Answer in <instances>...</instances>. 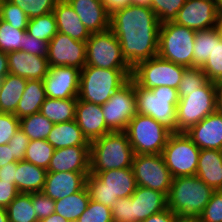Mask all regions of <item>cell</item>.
Listing matches in <instances>:
<instances>
[{
    "mask_svg": "<svg viewBox=\"0 0 222 222\" xmlns=\"http://www.w3.org/2000/svg\"><path fill=\"white\" fill-rule=\"evenodd\" d=\"M6 210L9 222H39L32 206L31 193H19Z\"/></svg>",
    "mask_w": 222,
    "mask_h": 222,
    "instance_id": "cell-33",
    "label": "cell"
},
{
    "mask_svg": "<svg viewBox=\"0 0 222 222\" xmlns=\"http://www.w3.org/2000/svg\"><path fill=\"white\" fill-rule=\"evenodd\" d=\"M46 99L43 80H27L23 95L18 102L14 115L22 117L40 112L41 105Z\"/></svg>",
    "mask_w": 222,
    "mask_h": 222,
    "instance_id": "cell-30",
    "label": "cell"
},
{
    "mask_svg": "<svg viewBox=\"0 0 222 222\" xmlns=\"http://www.w3.org/2000/svg\"><path fill=\"white\" fill-rule=\"evenodd\" d=\"M216 111L222 114V82L216 83Z\"/></svg>",
    "mask_w": 222,
    "mask_h": 222,
    "instance_id": "cell-57",
    "label": "cell"
},
{
    "mask_svg": "<svg viewBox=\"0 0 222 222\" xmlns=\"http://www.w3.org/2000/svg\"><path fill=\"white\" fill-rule=\"evenodd\" d=\"M218 28H219L220 33H221V35H222V16L219 17Z\"/></svg>",
    "mask_w": 222,
    "mask_h": 222,
    "instance_id": "cell-63",
    "label": "cell"
},
{
    "mask_svg": "<svg viewBox=\"0 0 222 222\" xmlns=\"http://www.w3.org/2000/svg\"><path fill=\"white\" fill-rule=\"evenodd\" d=\"M48 48H49V42H45L41 39L34 38L27 32L24 34L23 49L21 51H25L32 55H37L47 58Z\"/></svg>",
    "mask_w": 222,
    "mask_h": 222,
    "instance_id": "cell-49",
    "label": "cell"
},
{
    "mask_svg": "<svg viewBox=\"0 0 222 222\" xmlns=\"http://www.w3.org/2000/svg\"><path fill=\"white\" fill-rule=\"evenodd\" d=\"M20 129L31 140H40L48 137L54 123L49 121L40 112L19 119Z\"/></svg>",
    "mask_w": 222,
    "mask_h": 222,
    "instance_id": "cell-34",
    "label": "cell"
},
{
    "mask_svg": "<svg viewBox=\"0 0 222 222\" xmlns=\"http://www.w3.org/2000/svg\"><path fill=\"white\" fill-rule=\"evenodd\" d=\"M77 99H54L46 97L41 105L40 113L54 124L75 120Z\"/></svg>",
    "mask_w": 222,
    "mask_h": 222,
    "instance_id": "cell-31",
    "label": "cell"
},
{
    "mask_svg": "<svg viewBox=\"0 0 222 222\" xmlns=\"http://www.w3.org/2000/svg\"><path fill=\"white\" fill-rule=\"evenodd\" d=\"M186 0H151V9L160 23L174 21Z\"/></svg>",
    "mask_w": 222,
    "mask_h": 222,
    "instance_id": "cell-43",
    "label": "cell"
},
{
    "mask_svg": "<svg viewBox=\"0 0 222 222\" xmlns=\"http://www.w3.org/2000/svg\"><path fill=\"white\" fill-rule=\"evenodd\" d=\"M208 81L201 67H187L177 89L179 99L187 96V92L203 87Z\"/></svg>",
    "mask_w": 222,
    "mask_h": 222,
    "instance_id": "cell-40",
    "label": "cell"
},
{
    "mask_svg": "<svg viewBox=\"0 0 222 222\" xmlns=\"http://www.w3.org/2000/svg\"><path fill=\"white\" fill-rule=\"evenodd\" d=\"M178 218L179 217L175 213L167 208L162 212L149 216L141 222H177Z\"/></svg>",
    "mask_w": 222,
    "mask_h": 222,
    "instance_id": "cell-53",
    "label": "cell"
},
{
    "mask_svg": "<svg viewBox=\"0 0 222 222\" xmlns=\"http://www.w3.org/2000/svg\"><path fill=\"white\" fill-rule=\"evenodd\" d=\"M134 152L125 131L110 132L90 142V174L132 168Z\"/></svg>",
    "mask_w": 222,
    "mask_h": 222,
    "instance_id": "cell-3",
    "label": "cell"
},
{
    "mask_svg": "<svg viewBox=\"0 0 222 222\" xmlns=\"http://www.w3.org/2000/svg\"><path fill=\"white\" fill-rule=\"evenodd\" d=\"M214 49V28L196 31L193 67H202Z\"/></svg>",
    "mask_w": 222,
    "mask_h": 222,
    "instance_id": "cell-38",
    "label": "cell"
},
{
    "mask_svg": "<svg viewBox=\"0 0 222 222\" xmlns=\"http://www.w3.org/2000/svg\"><path fill=\"white\" fill-rule=\"evenodd\" d=\"M30 139L19 128L10 139L8 145L12 148L13 157L17 161H23L26 153V149L29 145Z\"/></svg>",
    "mask_w": 222,
    "mask_h": 222,
    "instance_id": "cell-50",
    "label": "cell"
},
{
    "mask_svg": "<svg viewBox=\"0 0 222 222\" xmlns=\"http://www.w3.org/2000/svg\"><path fill=\"white\" fill-rule=\"evenodd\" d=\"M216 111V83L208 81L203 87L179 99L176 110L178 133H185L206 116Z\"/></svg>",
    "mask_w": 222,
    "mask_h": 222,
    "instance_id": "cell-9",
    "label": "cell"
},
{
    "mask_svg": "<svg viewBox=\"0 0 222 222\" xmlns=\"http://www.w3.org/2000/svg\"><path fill=\"white\" fill-rule=\"evenodd\" d=\"M75 121L89 142L112 132L105 123L101 105L91 102L77 99Z\"/></svg>",
    "mask_w": 222,
    "mask_h": 222,
    "instance_id": "cell-18",
    "label": "cell"
},
{
    "mask_svg": "<svg viewBox=\"0 0 222 222\" xmlns=\"http://www.w3.org/2000/svg\"><path fill=\"white\" fill-rule=\"evenodd\" d=\"M132 170L137 186L169 193L173 177L162 154L134 155Z\"/></svg>",
    "mask_w": 222,
    "mask_h": 222,
    "instance_id": "cell-14",
    "label": "cell"
},
{
    "mask_svg": "<svg viewBox=\"0 0 222 222\" xmlns=\"http://www.w3.org/2000/svg\"><path fill=\"white\" fill-rule=\"evenodd\" d=\"M137 113L158 121L172 133H178L176 110L179 102L178 91L167 86L145 89L135 83Z\"/></svg>",
    "mask_w": 222,
    "mask_h": 222,
    "instance_id": "cell-5",
    "label": "cell"
},
{
    "mask_svg": "<svg viewBox=\"0 0 222 222\" xmlns=\"http://www.w3.org/2000/svg\"><path fill=\"white\" fill-rule=\"evenodd\" d=\"M131 197L133 200L134 222L144 221L149 216L167 209V196L157 190L137 186Z\"/></svg>",
    "mask_w": 222,
    "mask_h": 222,
    "instance_id": "cell-24",
    "label": "cell"
},
{
    "mask_svg": "<svg viewBox=\"0 0 222 222\" xmlns=\"http://www.w3.org/2000/svg\"><path fill=\"white\" fill-rule=\"evenodd\" d=\"M86 53V42L57 32L49 41L48 65L49 67H74L81 70L86 65Z\"/></svg>",
    "mask_w": 222,
    "mask_h": 222,
    "instance_id": "cell-15",
    "label": "cell"
},
{
    "mask_svg": "<svg viewBox=\"0 0 222 222\" xmlns=\"http://www.w3.org/2000/svg\"><path fill=\"white\" fill-rule=\"evenodd\" d=\"M26 31L34 38L49 42L58 32L54 13L29 19Z\"/></svg>",
    "mask_w": 222,
    "mask_h": 222,
    "instance_id": "cell-36",
    "label": "cell"
},
{
    "mask_svg": "<svg viewBox=\"0 0 222 222\" xmlns=\"http://www.w3.org/2000/svg\"><path fill=\"white\" fill-rule=\"evenodd\" d=\"M53 13L58 32L82 42H86L91 36V33L67 1H57Z\"/></svg>",
    "mask_w": 222,
    "mask_h": 222,
    "instance_id": "cell-25",
    "label": "cell"
},
{
    "mask_svg": "<svg viewBox=\"0 0 222 222\" xmlns=\"http://www.w3.org/2000/svg\"><path fill=\"white\" fill-rule=\"evenodd\" d=\"M132 75V69H103L84 66L80 73L77 98L97 105L106 103Z\"/></svg>",
    "mask_w": 222,
    "mask_h": 222,
    "instance_id": "cell-4",
    "label": "cell"
},
{
    "mask_svg": "<svg viewBox=\"0 0 222 222\" xmlns=\"http://www.w3.org/2000/svg\"><path fill=\"white\" fill-rule=\"evenodd\" d=\"M215 5L219 17L222 16V0H215Z\"/></svg>",
    "mask_w": 222,
    "mask_h": 222,
    "instance_id": "cell-61",
    "label": "cell"
},
{
    "mask_svg": "<svg viewBox=\"0 0 222 222\" xmlns=\"http://www.w3.org/2000/svg\"><path fill=\"white\" fill-rule=\"evenodd\" d=\"M196 31L173 21L160 24L158 56L185 67H193Z\"/></svg>",
    "mask_w": 222,
    "mask_h": 222,
    "instance_id": "cell-7",
    "label": "cell"
},
{
    "mask_svg": "<svg viewBox=\"0 0 222 222\" xmlns=\"http://www.w3.org/2000/svg\"><path fill=\"white\" fill-rule=\"evenodd\" d=\"M9 73L27 80H43L49 70L45 57L29 54L25 51L7 53Z\"/></svg>",
    "mask_w": 222,
    "mask_h": 222,
    "instance_id": "cell-22",
    "label": "cell"
},
{
    "mask_svg": "<svg viewBox=\"0 0 222 222\" xmlns=\"http://www.w3.org/2000/svg\"><path fill=\"white\" fill-rule=\"evenodd\" d=\"M54 150V147L44 139L31 140L26 149L24 161L47 170Z\"/></svg>",
    "mask_w": 222,
    "mask_h": 222,
    "instance_id": "cell-37",
    "label": "cell"
},
{
    "mask_svg": "<svg viewBox=\"0 0 222 222\" xmlns=\"http://www.w3.org/2000/svg\"><path fill=\"white\" fill-rule=\"evenodd\" d=\"M54 149L71 146H90V142L84 136L75 120L54 124L46 138Z\"/></svg>",
    "mask_w": 222,
    "mask_h": 222,
    "instance_id": "cell-27",
    "label": "cell"
},
{
    "mask_svg": "<svg viewBox=\"0 0 222 222\" xmlns=\"http://www.w3.org/2000/svg\"><path fill=\"white\" fill-rule=\"evenodd\" d=\"M27 84V79L8 73L0 80V112L14 114Z\"/></svg>",
    "mask_w": 222,
    "mask_h": 222,
    "instance_id": "cell-29",
    "label": "cell"
},
{
    "mask_svg": "<svg viewBox=\"0 0 222 222\" xmlns=\"http://www.w3.org/2000/svg\"><path fill=\"white\" fill-rule=\"evenodd\" d=\"M200 149L185 133H172L162 155L173 178L196 174Z\"/></svg>",
    "mask_w": 222,
    "mask_h": 222,
    "instance_id": "cell-12",
    "label": "cell"
},
{
    "mask_svg": "<svg viewBox=\"0 0 222 222\" xmlns=\"http://www.w3.org/2000/svg\"><path fill=\"white\" fill-rule=\"evenodd\" d=\"M136 187L132 168L102 171L86 178L90 199L111 208L118 198L130 197Z\"/></svg>",
    "mask_w": 222,
    "mask_h": 222,
    "instance_id": "cell-6",
    "label": "cell"
},
{
    "mask_svg": "<svg viewBox=\"0 0 222 222\" xmlns=\"http://www.w3.org/2000/svg\"><path fill=\"white\" fill-rule=\"evenodd\" d=\"M101 107L112 132L126 131L129 121L137 114L135 82L130 78Z\"/></svg>",
    "mask_w": 222,
    "mask_h": 222,
    "instance_id": "cell-13",
    "label": "cell"
},
{
    "mask_svg": "<svg viewBox=\"0 0 222 222\" xmlns=\"http://www.w3.org/2000/svg\"><path fill=\"white\" fill-rule=\"evenodd\" d=\"M0 19L20 30H26L29 22L26 13L8 0L0 2Z\"/></svg>",
    "mask_w": 222,
    "mask_h": 222,
    "instance_id": "cell-41",
    "label": "cell"
},
{
    "mask_svg": "<svg viewBox=\"0 0 222 222\" xmlns=\"http://www.w3.org/2000/svg\"><path fill=\"white\" fill-rule=\"evenodd\" d=\"M187 67L165 60L158 55L132 68L131 79L140 87L152 89L167 86L178 89Z\"/></svg>",
    "mask_w": 222,
    "mask_h": 222,
    "instance_id": "cell-10",
    "label": "cell"
},
{
    "mask_svg": "<svg viewBox=\"0 0 222 222\" xmlns=\"http://www.w3.org/2000/svg\"><path fill=\"white\" fill-rule=\"evenodd\" d=\"M131 4L151 8V0H131Z\"/></svg>",
    "mask_w": 222,
    "mask_h": 222,
    "instance_id": "cell-59",
    "label": "cell"
},
{
    "mask_svg": "<svg viewBox=\"0 0 222 222\" xmlns=\"http://www.w3.org/2000/svg\"><path fill=\"white\" fill-rule=\"evenodd\" d=\"M177 222H200L198 218H181L177 219Z\"/></svg>",
    "mask_w": 222,
    "mask_h": 222,
    "instance_id": "cell-62",
    "label": "cell"
},
{
    "mask_svg": "<svg viewBox=\"0 0 222 222\" xmlns=\"http://www.w3.org/2000/svg\"><path fill=\"white\" fill-rule=\"evenodd\" d=\"M79 16L83 25L92 33L110 29V16L101 0H66Z\"/></svg>",
    "mask_w": 222,
    "mask_h": 222,
    "instance_id": "cell-23",
    "label": "cell"
},
{
    "mask_svg": "<svg viewBox=\"0 0 222 222\" xmlns=\"http://www.w3.org/2000/svg\"><path fill=\"white\" fill-rule=\"evenodd\" d=\"M185 134L200 150H222V114L211 113Z\"/></svg>",
    "mask_w": 222,
    "mask_h": 222,
    "instance_id": "cell-19",
    "label": "cell"
},
{
    "mask_svg": "<svg viewBox=\"0 0 222 222\" xmlns=\"http://www.w3.org/2000/svg\"><path fill=\"white\" fill-rule=\"evenodd\" d=\"M23 10L29 19L53 12L57 0H8Z\"/></svg>",
    "mask_w": 222,
    "mask_h": 222,
    "instance_id": "cell-42",
    "label": "cell"
},
{
    "mask_svg": "<svg viewBox=\"0 0 222 222\" xmlns=\"http://www.w3.org/2000/svg\"><path fill=\"white\" fill-rule=\"evenodd\" d=\"M90 172H47L43 193L53 199H63L86 186Z\"/></svg>",
    "mask_w": 222,
    "mask_h": 222,
    "instance_id": "cell-21",
    "label": "cell"
},
{
    "mask_svg": "<svg viewBox=\"0 0 222 222\" xmlns=\"http://www.w3.org/2000/svg\"><path fill=\"white\" fill-rule=\"evenodd\" d=\"M76 222H113L111 207L90 199L87 209Z\"/></svg>",
    "mask_w": 222,
    "mask_h": 222,
    "instance_id": "cell-44",
    "label": "cell"
},
{
    "mask_svg": "<svg viewBox=\"0 0 222 222\" xmlns=\"http://www.w3.org/2000/svg\"><path fill=\"white\" fill-rule=\"evenodd\" d=\"M39 222H69L65 218H63L61 215L53 213L49 217H46Z\"/></svg>",
    "mask_w": 222,
    "mask_h": 222,
    "instance_id": "cell-58",
    "label": "cell"
},
{
    "mask_svg": "<svg viewBox=\"0 0 222 222\" xmlns=\"http://www.w3.org/2000/svg\"><path fill=\"white\" fill-rule=\"evenodd\" d=\"M160 24L155 12L144 6L130 5L110 16V30L131 68L158 55Z\"/></svg>",
    "mask_w": 222,
    "mask_h": 222,
    "instance_id": "cell-1",
    "label": "cell"
},
{
    "mask_svg": "<svg viewBox=\"0 0 222 222\" xmlns=\"http://www.w3.org/2000/svg\"><path fill=\"white\" fill-rule=\"evenodd\" d=\"M195 175L215 191L222 190V150H200Z\"/></svg>",
    "mask_w": 222,
    "mask_h": 222,
    "instance_id": "cell-26",
    "label": "cell"
},
{
    "mask_svg": "<svg viewBox=\"0 0 222 222\" xmlns=\"http://www.w3.org/2000/svg\"><path fill=\"white\" fill-rule=\"evenodd\" d=\"M19 194L14 183L0 181V206L6 208Z\"/></svg>",
    "mask_w": 222,
    "mask_h": 222,
    "instance_id": "cell-51",
    "label": "cell"
},
{
    "mask_svg": "<svg viewBox=\"0 0 222 222\" xmlns=\"http://www.w3.org/2000/svg\"><path fill=\"white\" fill-rule=\"evenodd\" d=\"M201 69L210 82H222V35L218 26L214 27V49Z\"/></svg>",
    "mask_w": 222,
    "mask_h": 222,
    "instance_id": "cell-35",
    "label": "cell"
},
{
    "mask_svg": "<svg viewBox=\"0 0 222 222\" xmlns=\"http://www.w3.org/2000/svg\"><path fill=\"white\" fill-rule=\"evenodd\" d=\"M8 73L9 70L7 53L0 51V80H2Z\"/></svg>",
    "mask_w": 222,
    "mask_h": 222,
    "instance_id": "cell-56",
    "label": "cell"
},
{
    "mask_svg": "<svg viewBox=\"0 0 222 222\" xmlns=\"http://www.w3.org/2000/svg\"><path fill=\"white\" fill-rule=\"evenodd\" d=\"M86 65L103 69H132L122 55L119 40L109 29L92 33L86 41Z\"/></svg>",
    "mask_w": 222,
    "mask_h": 222,
    "instance_id": "cell-11",
    "label": "cell"
},
{
    "mask_svg": "<svg viewBox=\"0 0 222 222\" xmlns=\"http://www.w3.org/2000/svg\"><path fill=\"white\" fill-rule=\"evenodd\" d=\"M109 16L132 5L131 0H101Z\"/></svg>",
    "mask_w": 222,
    "mask_h": 222,
    "instance_id": "cell-52",
    "label": "cell"
},
{
    "mask_svg": "<svg viewBox=\"0 0 222 222\" xmlns=\"http://www.w3.org/2000/svg\"><path fill=\"white\" fill-rule=\"evenodd\" d=\"M113 222H134L132 197L118 198L111 208Z\"/></svg>",
    "mask_w": 222,
    "mask_h": 222,
    "instance_id": "cell-46",
    "label": "cell"
},
{
    "mask_svg": "<svg viewBox=\"0 0 222 222\" xmlns=\"http://www.w3.org/2000/svg\"><path fill=\"white\" fill-rule=\"evenodd\" d=\"M218 21L214 0H186L173 22L194 31H201L218 26Z\"/></svg>",
    "mask_w": 222,
    "mask_h": 222,
    "instance_id": "cell-16",
    "label": "cell"
},
{
    "mask_svg": "<svg viewBox=\"0 0 222 222\" xmlns=\"http://www.w3.org/2000/svg\"><path fill=\"white\" fill-rule=\"evenodd\" d=\"M0 222H9L7 210L0 206Z\"/></svg>",
    "mask_w": 222,
    "mask_h": 222,
    "instance_id": "cell-60",
    "label": "cell"
},
{
    "mask_svg": "<svg viewBox=\"0 0 222 222\" xmlns=\"http://www.w3.org/2000/svg\"><path fill=\"white\" fill-rule=\"evenodd\" d=\"M17 162H11L0 168V181L14 183L16 186Z\"/></svg>",
    "mask_w": 222,
    "mask_h": 222,
    "instance_id": "cell-54",
    "label": "cell"
},
{
    "mask_svg": "<svg viewBox=\"0 0 222 222\" xmlns=\"http://www.w3.org/2000/svg\"><path fill=\"white\" fill-rule=\"evenodd\" d=\"M81 70L74 67H49L43 79L46 97L54 99L77 98Z\"/></svg>",
    "mask_w": 222,
    "mask_h": 222,
    "instance_id": "cell-17",
    "label": "cell"
},
{
    "mask_svg": "<svg viewBox=\"0 0 222 222\" xmlns=\"http://www.w3.org/2000/svg\"><path fill=\"white\" fill-rule=\"evenodd\" d=\"M19 128V119L14 114L0 112V145L8 144Z\"/></svg>",
    "mask_w": 222,
    "mask_h": 222,
    "instance_id": "cell-48",
    "label": "cell"
},
{
    "mask_svg": "<svg viewBox=\"0 0 222 222\" xmlns=\"http://www.w3.org/2000/svg\"><path fill=\"white\" fill-rule=\"evenodd\" d=\"M11 162H17L13 157L12 148L8 144L0 145V168Z\"/></svg>",
    "mask_w": 222,
    "mask_h": 222,
    "instance_id": "cell-55",
    "label": "cell"
},
{
    "mask_svg": "<svg viewBox=\"0 0 222 222\" xmlns=\"http://www.w3.org/2000/svg\"><path fill=\"white\" fill-rule=\"evenodd\" d=\"M47 172H90V146L55 149Z\"/></svg>",
    "mask_w": 222,
    "mask_h": 222,
    "instance_id": "cell-20",
    "label": "cell"
},
{
    "mask_svg": "<svg viewBox=\"0 0 222 222\" xmlns=\"http://www.w3.org/2000/svg\"><path fill=\"white\" fill-rule=\"evenodd\" d=\"M26 32V30L15 29L6 21L0 19V51L9 53L22 50Z\"/></svg>",
    "mask_w": 222,
    "mask_h": 222,
    "instance_id": "cell-39",
    "label": "cell"
},
{
    "mask_svg": "<svg viewBox=\"0 0 222 222\" xmlns=\"http://www.w3.org/2000/svg\"><path fill=\"white\" fill-rule=\"evenodd\" d=\"M31 199L39 221L55 213V201L43 192L31 193Z\"/></svg>",
    "mask_w": 222,
    "mask_h": 222,
    "instance_id": "cell-47",
    "label": "cell"
},
{
    "mask_svg": "<svg viewBox=\"0 0 222 222\" xmlns=\"http://www.w3.org/2000/svg\"><path fill=\"white\" fill-rule=\"evenodd\" d=\"M125 132L134 155L162 154L168 138L172 134L152 117L140 113L129 121Z\"/></svg>",
    "mask_w": 222,
    "mask_h": 222,
    "instance_id": "cell-8",
    "label": "cell"
},
{
    "mask_svg": "<svg viewBox=\"0 0 222 222\" xmlns=\"http://www.w3.org/2000/svg\"><path fill=\"white\" fill-rule=\"evenodd\" d=\"M90 201L86 186L66 198L55 201V213L61 215L69 222H75L87 209Z\"/></svg>",
    "mask_w": 222,
    "mask_h": 222,
    "instance_id": "cell-32",
    "label": "cell"
},
{
    "mask_svg": "<svg viewBox=\"0 0 222 222\" xmlns=\"http://www.w3.org/2000/svg\"><path fill=\"white\" fill-rule=\"evenodd\" d=\"M198 220L200 222H222V190L213 193Z\"/></svg>",
    "mask_w": 222,
    "mask_h": 222,
    "instance_id": "cell-45",
    "label": "cell"
},
{
    "mask_svg": "<svg viewBox=\"0 0 222 222\" xmlns=\"http://www.w3.org/2000/svg\"><path fill=\"white\" fill-rule=\"evenodd\" d=\"M215 190L196 175L173 178L167 208L181 218H198Z\"/></svg>",
    "mask_w": 222,
    "mask_h": 222,
    "instance_id": "cell-2",
    "label": "cell"
},
{
    "mask_svg": "<svg viewBox=\"0 0 222 222\" xmlns=\"http://www.w3.org/2000/svg\"><path fill=\"white\" fill-rule=\"evenodd\" d=\"M47 176L45 168L27 161H17L16 188L19 193L42 192Z\"/></svg>",
    "mask_w": 222,
    "mask_h": 222,
    "instance_id": "cell-28",
    "label": "cell"
}]
</instances>
